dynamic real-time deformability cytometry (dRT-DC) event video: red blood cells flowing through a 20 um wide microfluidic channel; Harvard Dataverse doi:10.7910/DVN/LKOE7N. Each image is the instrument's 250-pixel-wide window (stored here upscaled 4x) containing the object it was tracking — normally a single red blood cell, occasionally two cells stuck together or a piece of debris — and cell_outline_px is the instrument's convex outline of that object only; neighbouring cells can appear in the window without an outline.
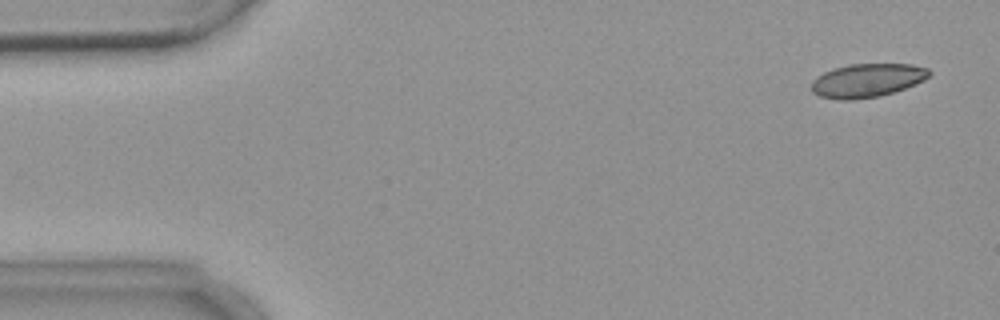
{"species": "common noctule bat (a hibernating species)", "species_latin": "Nyctalus noctula", "temperature_condition": "warm", "stored_images_in_passage": 5, "camera_frame_rate_fps": 3000, "um_per_image_px": 0.085, "animal": {"sex": "female", "body_mass_g": 18.4}, "frame": {"image": 1, "passage_image": 1, "time_ms": 0.0, "image_size_px": [1000, 320], "cell_outline_px": [[932, 72], [924, 80], [904, 88], [880, 96], [852, 100], [840, 100], [820, 96], [812, 92], [812, 80], [816, 76], [832, 68], [848, 64], [912, 64], [928, 68]], "centroid_in_image_um": [73.68, 6.83], "position_along_channel_um": 11.3, "area_um2": 23.12}}
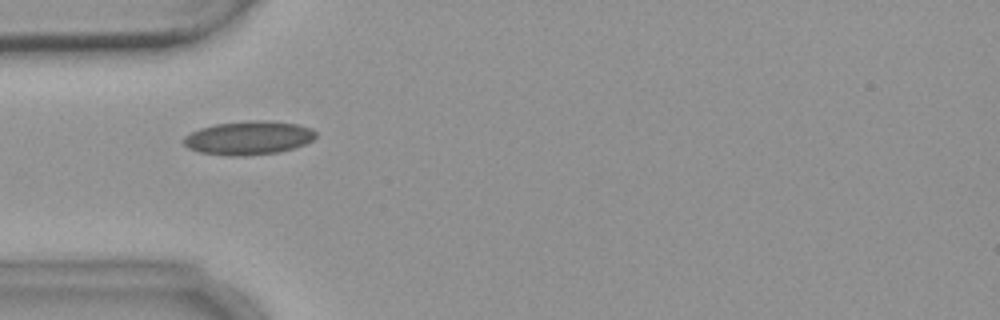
{"frame": {"image": 2, "passage_image": 4, "time_ms": 4.667, "image_size_px": [1000, 320], "cell_outline_px": [[316, 136], [312, 140], [304, 144], [280, 152], [248, 156], [228, 156], [200, 152], [188, 148], [180, 140], [184, 136], [200, 128], [216, 124], [252, 120], [268, 120], [296, 124], [312, 128], [316, 132]], "centroid_in_image_um": [21.11, 11.72], "position_along_channel_um": 63.9, "area_um2": 26.07}}